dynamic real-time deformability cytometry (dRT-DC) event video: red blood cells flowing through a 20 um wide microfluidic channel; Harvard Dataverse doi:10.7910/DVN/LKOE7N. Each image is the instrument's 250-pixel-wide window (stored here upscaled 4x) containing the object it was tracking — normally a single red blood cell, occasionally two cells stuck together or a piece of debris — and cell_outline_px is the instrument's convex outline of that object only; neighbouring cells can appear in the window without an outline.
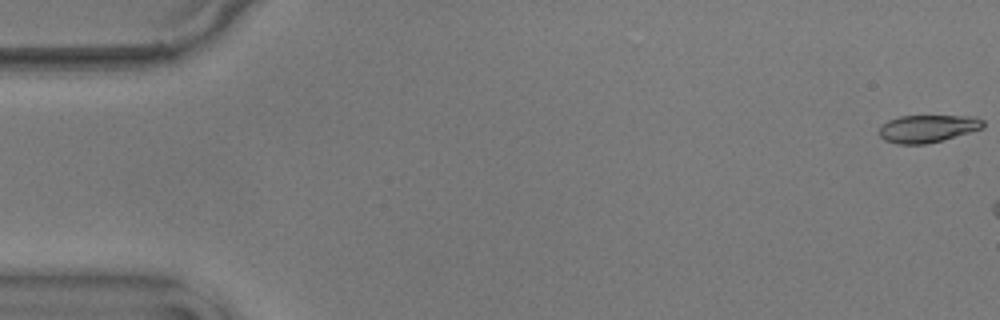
{"species": "common noctule bat (a hibernating species)", "species_latin": "Nyctalus noctula", "temperature_condition": "warm", "stored_images_in_passage": 6, "camera_frame_rate_fps": 3000, "um_per_image_px": 0.085, "animal": {"sex": "male", "body_mass_g": 17.9}, "frame": {"image": 1, "passage_image": 1, "time_ms": 0.0, "image_size_px": [1000, 320], "cell_outline_px": [[984, 128], [940, 140], [924, 144], [900, 144], [884, 140], [880, 136], [880, 128], [888, 120], [900, 116], [976, 116], [984, 120]], "centroid_in_image_um": [78.87, 10.91], "position_along_channel_um": 6.1, "area_um2": 16.47}}